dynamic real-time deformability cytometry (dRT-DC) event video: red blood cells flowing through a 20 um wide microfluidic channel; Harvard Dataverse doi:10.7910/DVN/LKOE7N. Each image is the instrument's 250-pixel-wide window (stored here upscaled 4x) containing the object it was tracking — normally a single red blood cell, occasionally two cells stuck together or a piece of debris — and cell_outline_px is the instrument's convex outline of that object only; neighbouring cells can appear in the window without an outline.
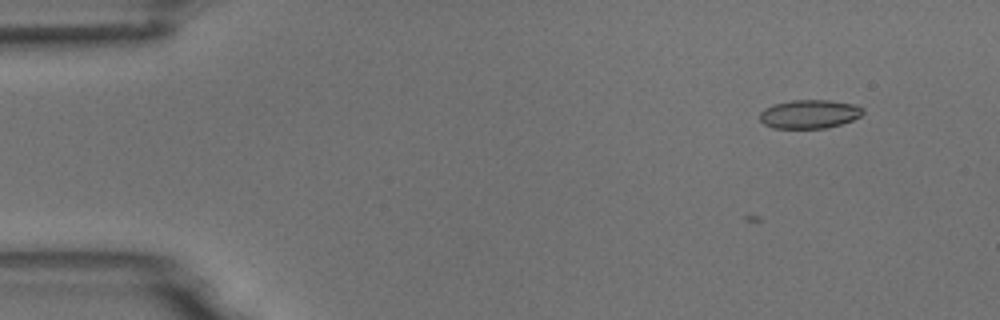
{"species": "common noctule bat (a hibernating species)", "species_latin": "Nyctalus noctula", "temperature_condition": "room temperature", "stored_images_in_passage": 4, "camera_frame_rate_fps": 3000, "um_per_image_px": 0.085, "animal": {"sex": "male", "body_mass_g": 18.8}, "frame": {"image": 1, "passage_image": 1, "time_ms": 0.0, "image_size_px": [1000, 320], "cell_outline_px": [[864, 112], [860, 116], [852, 120], [840, 124], [824, 128], [772, 128], [764, 124], [760, 120], [760, 112], [764, 108], [772, 104], [792, 100], [828, 100], [852, 104], [864, 108]], "centroid_in_image_um": [68.77, 9.69], "position_along_channel_um": 16.2, "area_um2": 17.22}}
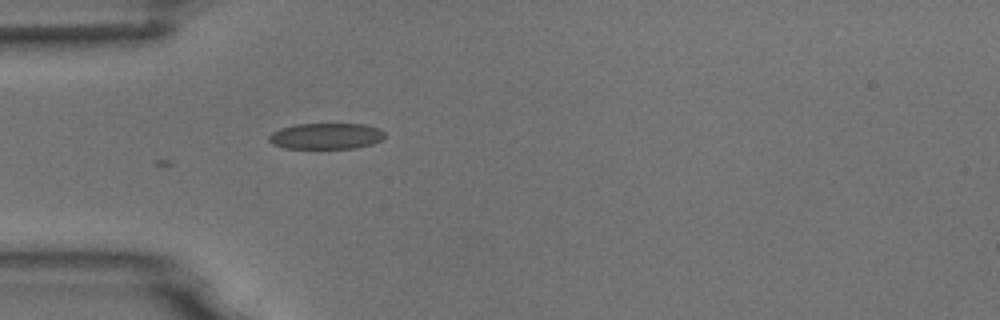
{"frame": {"image": 2, "passage_image": 4, "time_ms": 1.0, "image_size_px": [1000, 320], "cell_outline_px": [[384, 136], [380, 140], [372, 144], [356, 148], [284, 148], [272, 144], [268, 140], [268, 136], [272, 132], [280, 128], [296, 124], [364, 124], [380, 128], [384, 132]], "centroid_in_image_um": [27.7, 11.56], "position_along_channel_um": 57.3, "area_um2": 17.63}}